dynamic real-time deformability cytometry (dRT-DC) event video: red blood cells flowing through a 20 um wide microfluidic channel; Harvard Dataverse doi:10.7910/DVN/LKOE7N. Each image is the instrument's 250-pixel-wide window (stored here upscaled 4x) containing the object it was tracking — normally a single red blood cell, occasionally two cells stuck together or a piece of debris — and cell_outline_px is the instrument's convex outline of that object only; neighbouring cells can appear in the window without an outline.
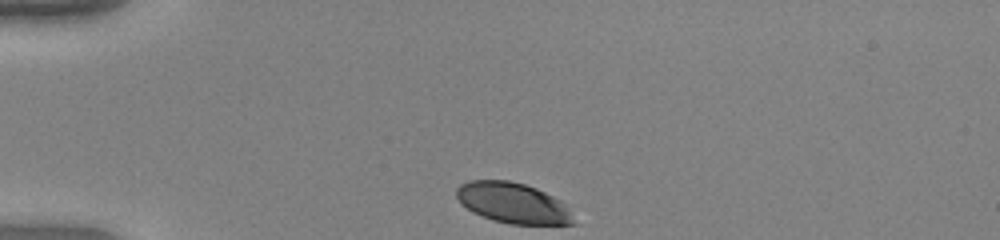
{"species": "human", "species_latin": "Homo sapiens", "temperature_condition": "warm", "stored_images_in_passage": 32, "camera_frame_rate_fps": 3000, "um_per_image_px": 0.085, "donor": {"sex": "female"}, "frame": {"image": 1, "passage_image": 1, "time_ms": 0.0, "image_size_px": [1000, 240], "cell_outline_px": [[576, 224], [508, 224], [492, 220], [472, 212], [460, 204], [456, 196], [456, 188], [460, 184], [468, 180], [508, 180], [524, 184], [536, 188], [560, 200], [564, 204]], "centroid_in_image_um": [43.53, 17.25], "position_along_channel_um": 41.5, "area_um2": 27.63}}
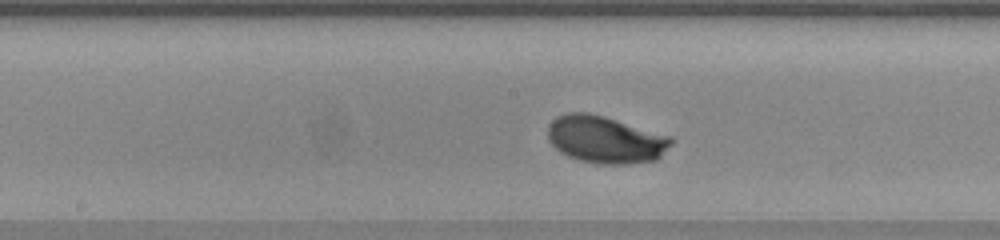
{"frame": {"image": 2, "passage_image": 16, "time_ms": 5.0, "image_size_px": [1000, 240], "cell_outline_px": [[672, 144], [656, 160], [624, 164], [600, 164], [580, 160], [568, 156], [560, 152], [548, 140], [548, 124], [556, 116], [568, 112], [588, 112], [604, 116], [672, 136]], "centroid_in_image_um": [51.44, 11.85], "position_along_channel_um": 196.8, "area_um2": 34.04}}
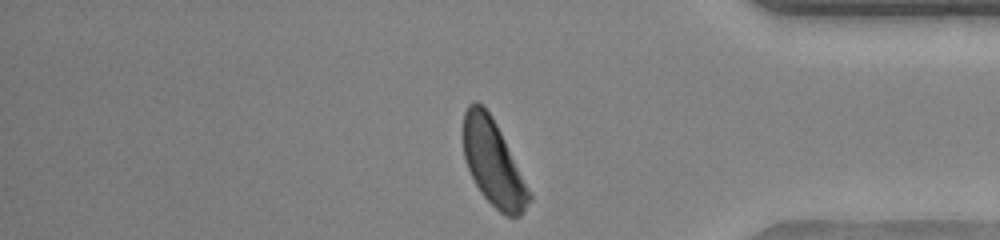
{"frame": {"image": 3, "passage_image": 32, "time_ms": 10.333, "image_size_px": [1000, 240], "cell_outline_px": [[532, 200], [524, 212], [520, 216], [508, 216], [500, 212], [484, 196], [476, 184], [468, 168], [464, 156], [460, 136], [460, 132], [464, 112], [468, 104], [472, 100], [476, 100], [484, 104], [492, 116], [532, 196]], "centroid_in_image_um": [41.86, 13.77], "position_along_channel_um": 393.3, "area_um2": 33.0}, "authors_computed_cell_mechanics": {"area_um2": 32.2235, "velocity_mm_per_s": 3.9924, "shape_relaxation_time_tau1_ms": 2.052, "shape_relaxation_time_tau2_ms": null, "deformation_change_tau1": 0.1528, "deformation_change_tau2": null}}